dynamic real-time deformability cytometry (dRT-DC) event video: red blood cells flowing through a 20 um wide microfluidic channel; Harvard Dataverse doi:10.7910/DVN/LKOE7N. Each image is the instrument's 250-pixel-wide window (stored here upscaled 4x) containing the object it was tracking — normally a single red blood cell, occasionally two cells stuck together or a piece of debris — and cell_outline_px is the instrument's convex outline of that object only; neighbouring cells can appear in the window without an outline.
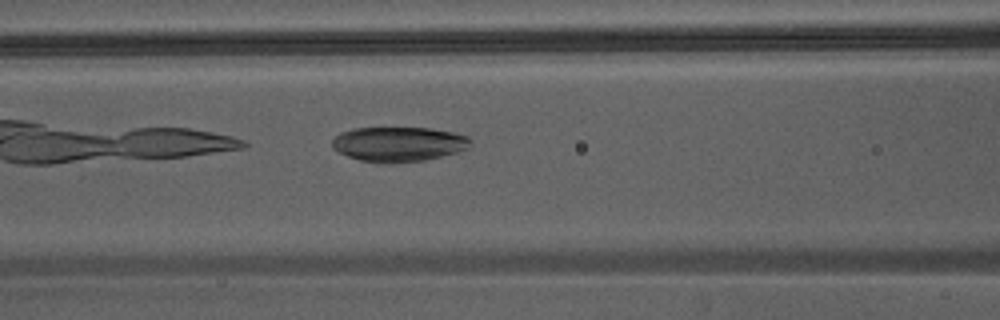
{"species": "Egyptian fruit bat (a non-hibernating species)", "species_latin": "Rousettus aegyptiacus", "temperature_condition": "warm", "stored_images_in_passage": 31, "camera_frame_rate_fps": 3000, "um_per_image_px": 0.085, "animal": {"sex": "male"}, "frame": {"image": 1, "passage_image": 5, "time_ms": 1.333, "image_size_px": [1000, 320], "cell_outline_px": [[472, 140], [468, 148], [456, 152], [424, 160], [388, 164], [360, 160], [348, 156], [332, 148], [332, 140], [340, 132], [352, 128], [428, 128], [452, 132], [468, 136]], "centroid_in_image_um": [33.86, 12.25], "position_along_channel_um": 132.7, "area_um2": 27.98}}